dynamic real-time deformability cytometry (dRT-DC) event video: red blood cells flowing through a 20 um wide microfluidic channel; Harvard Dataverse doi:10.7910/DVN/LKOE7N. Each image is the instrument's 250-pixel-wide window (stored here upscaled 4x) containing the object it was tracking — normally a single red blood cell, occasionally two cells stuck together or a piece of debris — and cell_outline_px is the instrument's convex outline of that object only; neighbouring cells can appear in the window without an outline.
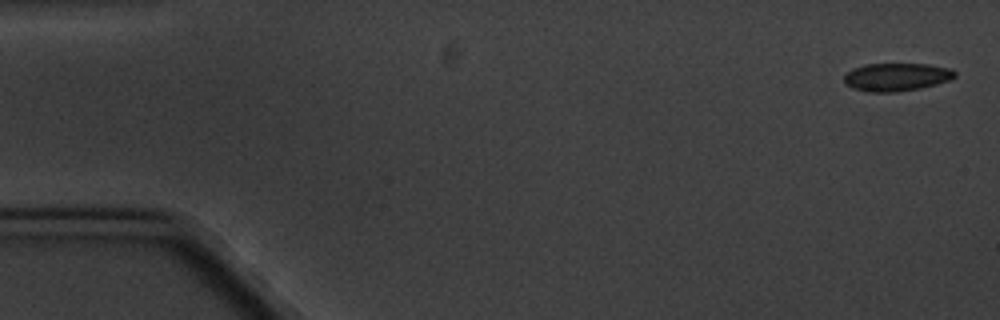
{"species": "common noctule bat (a hibernating species)", "species_latin": "Nyctalus noctula", "temperature_condition": "cold", "stored_images_in_passage": 7, "camera_frame_rate_fps": 3000, "um_per_image_px": 0.085, "animal": {"sex": "male", "body_mass_g": 20.1, "forearm_length_mm": 53.5}, "frame": {"image": 1, "passage_image": 1, "time_ms": 0.0, "image_size_px": [1000, 320], "cell_outline_px": [[956, 76], [948, 80], [936, 84], [920, 88], [892, 92], [868, 92], [852, 88], [844, 84], [844, 76], [852, 68], [864, 64], [928, 64], [948, 68], [956, 72]], "centroid_in_image_um": [76.15, 6.54], "position_along_channel_um": 8.8, "area_um2": 18.03}}
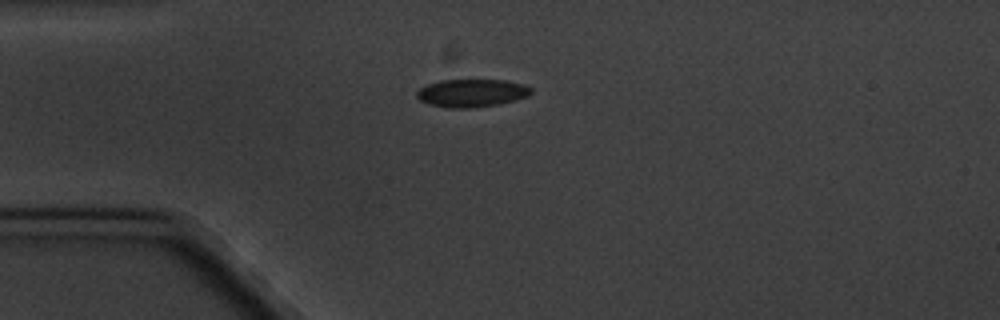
{"frame": {"image": 2, "passage_image": 4, "time_ms": 4.333, "image_size_px": [1000, 320], "cell_outline_px": [[532, 92], [528, 96], [516, 100], [496, 104], [472, 108], [448, 108], [428, 104], [420, 100], [416, 96], [416, 92], [420, 88], [428, 84], [440, 80], [504, 80], [524, 84], [532, 88]], "centroid_in_image_um": [40.09, 7.91], "position_along_channel_um": 44.9, "area_um2": 18.61}}